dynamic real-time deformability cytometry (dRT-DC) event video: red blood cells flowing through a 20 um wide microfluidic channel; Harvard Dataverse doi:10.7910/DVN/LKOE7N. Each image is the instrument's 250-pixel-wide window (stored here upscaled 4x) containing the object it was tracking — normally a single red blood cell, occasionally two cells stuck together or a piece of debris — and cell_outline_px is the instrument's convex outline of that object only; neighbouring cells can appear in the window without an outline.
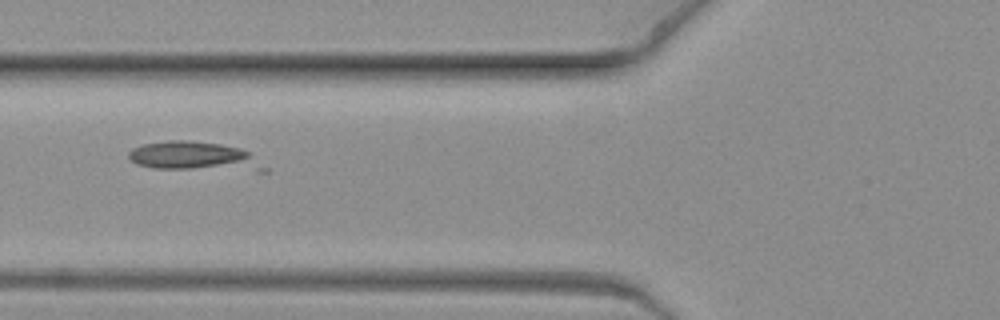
{"species": "common noctule bat (a hibernating species)", "species_latin": "Nyctalus noctula", "temperature_condition": "warm", "stored_images_in_passage": 7, "camera_frame_rate_fps": 3000, "um_per_image_px": 0.085, "animal": {"sex": "female", "body_mass_g": 19.3, "forearm_length_mm": 54.1}, "frame": {"image": 1, "passage_image": 5, "time_ms": 1.333, "image_size_px": [1000, 320], "cell_outline_px": [[248, 160], [192, 168], [152, 168], [136, 164], [128, 156], [128, 152], [132, 148], [144, 144], [172, 140], [188, 140], [220, 144], [240, 148], [248, 152]], "centroid_in_image_um": [15.74, 13.13], "position_along_channel_um": 110.1, "area_um2": 18.84}}
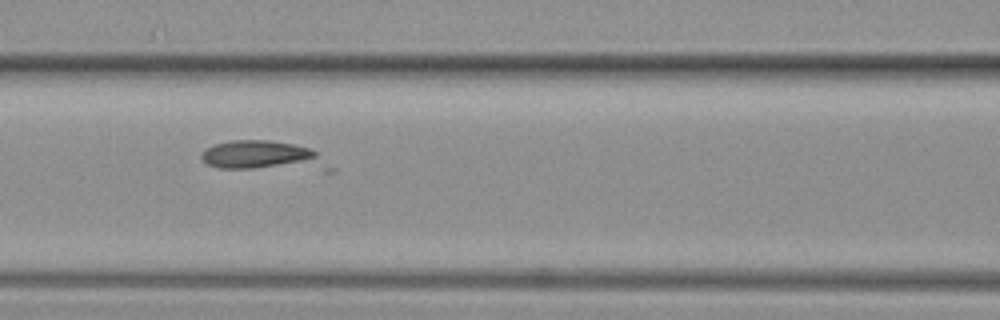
{"frame": {"image": 2, "passage_image": 6, "time_ms": 1.667, "image_size_px": [1000, 320], "cell_outline_px": [[316, 160], [256, 168], [220, 168], [208, 164], [200, 156], [204, 148], [228, 140], [268, 140], [292, 144], [308, 148], [316, 152]], "centroid_in_image_um": [21.69, 13.1], "position_along_channel_um": 144.9, "area_um2": 18.44}}
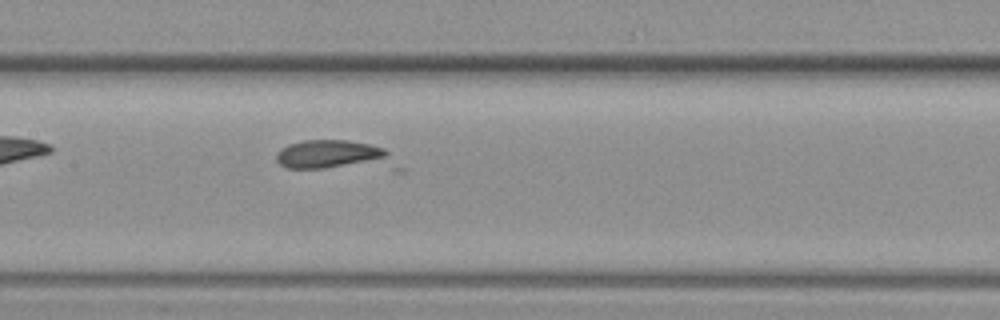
{"frame": {"image": 3, "passage_image": 7, "time_ms": 2.0, "image_size_px": [1000, 320], "cell_outline_px": [[404, 172], [392, 172], [288, 168], [280, 164], [276, 160], [276, 152], [280, 148], [288, 144], [304, 140], [348, 140], [368, 144], [384, 148], [404, 168]], "centroid_in_image_um": [28.66, 13.3], "position_along_channel_um": 178.7, "area_um2": 23.0}}